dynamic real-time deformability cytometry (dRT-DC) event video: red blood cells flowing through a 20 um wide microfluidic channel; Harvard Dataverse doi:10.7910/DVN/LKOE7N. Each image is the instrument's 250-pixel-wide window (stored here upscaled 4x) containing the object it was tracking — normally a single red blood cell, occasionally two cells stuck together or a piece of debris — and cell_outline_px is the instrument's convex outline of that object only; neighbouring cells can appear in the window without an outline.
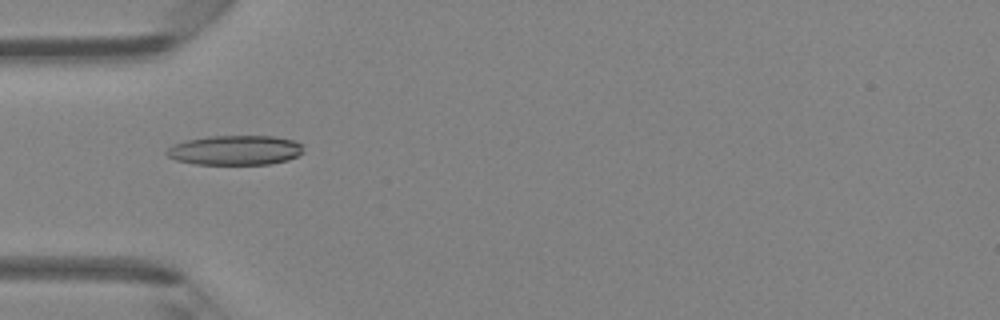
{"species": "Egyptian fruit bat (a non-hibernating species)", "species_latin": "Rousettus aegyptiacus", "temperature_condition": "room temperature", "stored_images_in_passage": 47, "camera_frame_rate_fps": 3000, "um_per_image_px": 0.085, "animal": {"sex": "female"}, "frame": {"image": 1, "passage_image": 15, "time_ms": 4.667, "image_size_px": [1000, 320], "cell_outline_px": [[304, 152], [288, 160], [268, 164], [196, 164], [176, 160], [168, 156], [164, 152], [168, 148], [176, 144], [188, 140], [208, 136], [272, 136], [292, 140], [304, 144]], "centroid_in_image_um": [20.03, 12.76], "position_along_channel_um": 65.0, "area_um2": 23.58}}
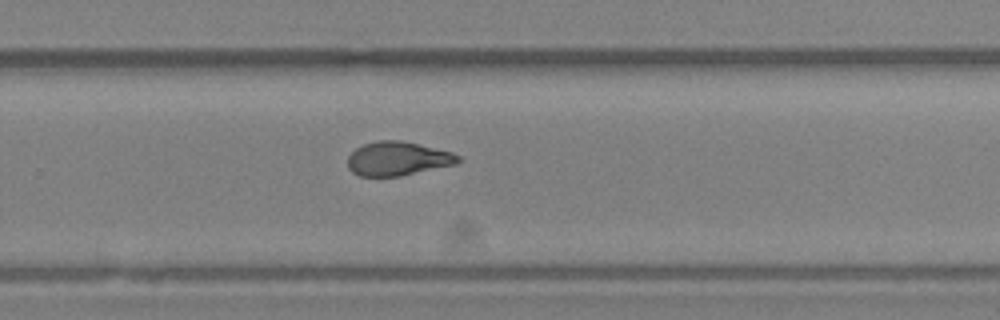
{"frame": {"image": 2, "passage_image": 31, "time_ms": 10.0, "image_size_px": [1000, 320], "cell_outline_px": [[460, 160], [456, 164], [400, 176], [360, 176], [352, 172], [348, 168], [348, 156], [356, 148], [364, 144], [380, 140], [400, 140], [452, 152], [460, 156]], "centroid_in_image_um": [33.79, 13.49], "position_along_channel_um": 296.0, "area_um2": 21.68}}
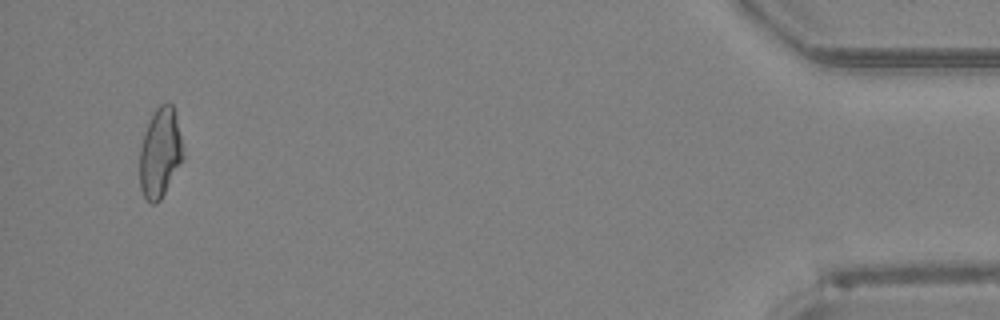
{"frame": {"image": 3, "passage_image": 45, "time_ms": 14.667, "image_size_px": [1000, 320], "cell_outline_px": [[184, 160], [160, 200], [156, 204], [152, 204], [144, 196], [140, 188], [140, 148], [148, 124], [156, 108], [160, 104], [172, 104], [176, 112], [184, 156]], "centroid_in_image_um": [13.63, 13.02], "position_along_channel_um": 421.6, "area_um2": 22.54}, "authors_computed_cell_mechanics": {"area_um2": 22.4842, "velocity_mm_per_s": 4.3678, "shape_relaxation_time_tau1_ms": 4.7326, "shape_relaxation_time_tau2_ms": 1.7556, "deformation_change_tau1": 0.1666, "deformation_change_tau2": 0.0761}}